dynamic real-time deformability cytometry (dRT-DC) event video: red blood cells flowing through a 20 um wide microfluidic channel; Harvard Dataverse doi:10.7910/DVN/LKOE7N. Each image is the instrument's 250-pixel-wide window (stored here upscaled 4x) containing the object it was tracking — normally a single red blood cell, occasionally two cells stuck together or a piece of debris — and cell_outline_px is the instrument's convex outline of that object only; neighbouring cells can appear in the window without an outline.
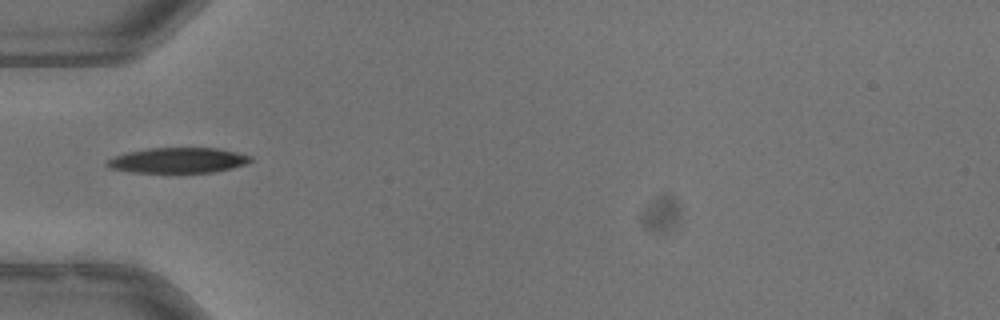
{"species": "common noctule bat (a hibernating species)", "species_latin": "Nyctalus noctula", "temperature_condition": "warm", "stored_images_in_passage": 36, "camera_frame_rate_fps": 3000, "um_per_image_px": 0.085, "animal": {"sex": "male", "body_mass_g": 13.3}, "frame": {"image": 1, "passage_image": 1, "time_ms": 0.0, "image_size_px": [1000, 320], "cell_outline_px": [[252, 160], [244, 164], [232, 168], [212, 172], [132, 172], [112, 168], [104, 164], [112, 156], [128, 152], [148, 148], [220, 148], [252, 156]], "centroid_in_image_um": [15.13, 13.62], "position_along_channel_um": 69.9, "area_um2": 21.04}, "authors_computed_cell_mechanics": {"area_um2": 21.5016, "velocity_mm_per_s": 3.9871, "shape_relaxation_time_tau1_ms": 4.182, "shape_relaxation_time_tau2_ms": null, "deformation_change_tau1": 0.16, "deformation_change_tau2": null}}